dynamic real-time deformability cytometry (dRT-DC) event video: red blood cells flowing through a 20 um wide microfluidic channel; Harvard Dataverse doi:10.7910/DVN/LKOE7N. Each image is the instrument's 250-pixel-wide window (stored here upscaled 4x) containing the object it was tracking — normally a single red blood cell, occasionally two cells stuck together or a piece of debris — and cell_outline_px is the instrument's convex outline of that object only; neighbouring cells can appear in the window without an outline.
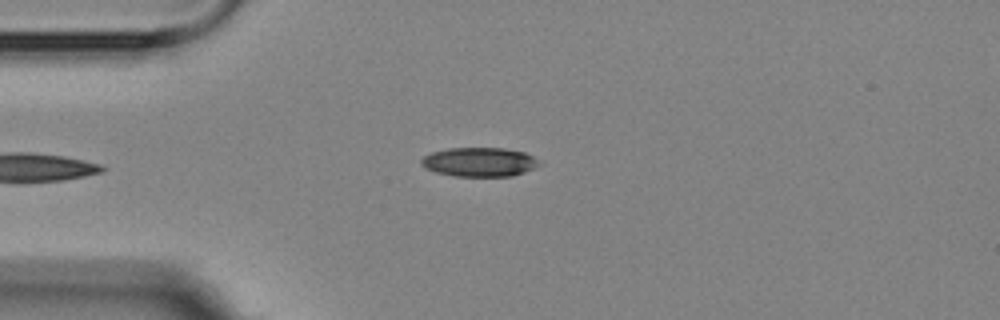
{"species": "Egyptian fruit bat (a non-hibernating species)", "species_latin": "Rousettus aegyptiacus", "temperature_condition": "room temperature", "stored_images_in_passage": 6, "camera_frame_rate_fps": 3000, "um_per_image_px": 0.085, "animal": {"sex": "female"}, "frame": {"image": 1, "passage_image": 6, "time_ms": 5.667, "image_size_px": [1000, 320], "cell_outline_px": [[544, 164], [524, 172], [512, 176], [452, 176], [436, 172], [424, 168], [420, 164], [420, 160], [424, 156], [432, 152], [448, 148], [504, 148], [524, 152], [540, 160]], "centroid_in_image_um": [40.76, 13.77], "position_along_channel_um": 44.2, "area_um2": 20.23}}